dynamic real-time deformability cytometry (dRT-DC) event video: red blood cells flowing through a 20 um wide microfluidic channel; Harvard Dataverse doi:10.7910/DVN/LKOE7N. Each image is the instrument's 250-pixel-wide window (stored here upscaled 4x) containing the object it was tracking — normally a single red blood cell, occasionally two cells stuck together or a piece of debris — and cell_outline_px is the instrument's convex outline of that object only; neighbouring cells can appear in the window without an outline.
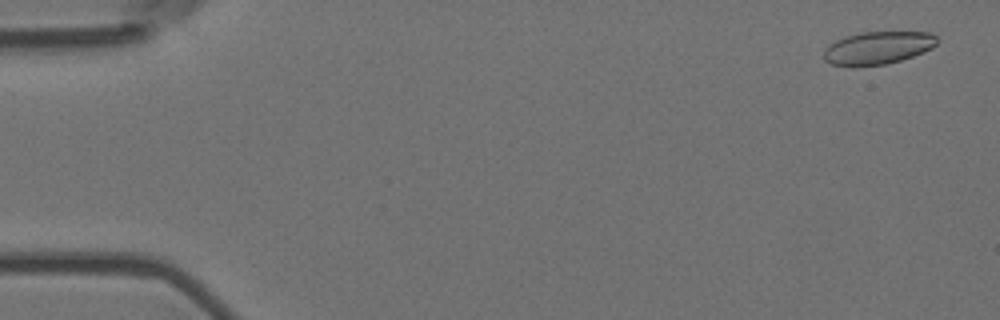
{"species": "Egyptian fruit bat (a non-hibernating species)", "species_latin": "Rousettus aegyptiacus", "temperature_condition": "room temperature", "stored_images_in_passage": 15, "camera_frame_rate_fps": 3000, "um_per_image_px": 0.085, "animal": {"sex": "female"}, "frame": {"image": 1, "passage_image": 3, "time_ms": 0.667, "image_size_px": [1000, 320], "cell_outline_px": [[940, 40], [932, 48], [924, 52], [888, 64], [852, 68], [832, 64], [824, 60], [824, 48], [828, 44], [844, 36], [860, 32], [932, 32]], "centroid_in_image_um": [74.59, 4.08], "position_along_channel_um": 10.4, "area_um2": 22.2}}